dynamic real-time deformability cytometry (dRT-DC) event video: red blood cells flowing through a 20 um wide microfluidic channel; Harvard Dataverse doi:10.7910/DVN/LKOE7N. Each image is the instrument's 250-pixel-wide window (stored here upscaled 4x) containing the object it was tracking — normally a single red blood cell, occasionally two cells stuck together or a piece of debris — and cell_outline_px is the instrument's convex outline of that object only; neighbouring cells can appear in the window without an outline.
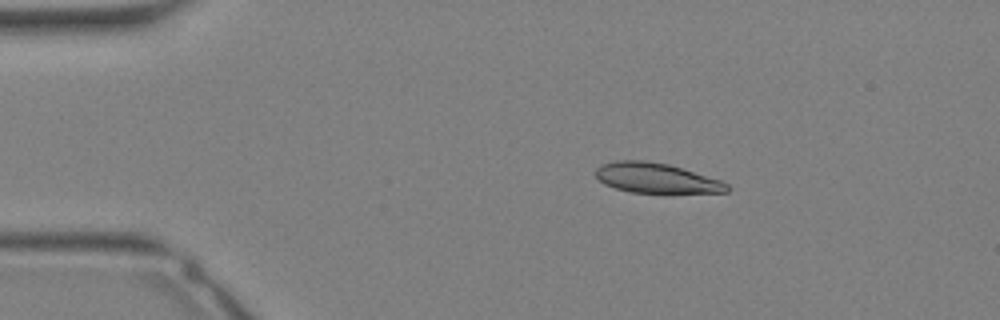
{"species": "Egyptian fruit bat (a non-hibernating species)", "species_latin": "Rousettus aegyptiacus", "temperature_condition": "warm", "stored_images_in_passage": 32, "camera_frame_rate_fps": 3000, "um_per_image_px": 0.085, "animal": {"sex": "female"}, "frame": {"image": 1, "passage_image": 5, "time_ms": 1.333, "image_size_px": [1000, 320], "cell_outline_px": [[732, 188], [728, 192], [628, 192], [604, 184], [592, 172], [600, 164], [616, 160], [644, 160], [668, 164], [720, 180], [728, 184]], "centroid_in_image_um": [55.72, 15.12], "position_along_channel_um": 29.3, "area_um2": 22.83}}
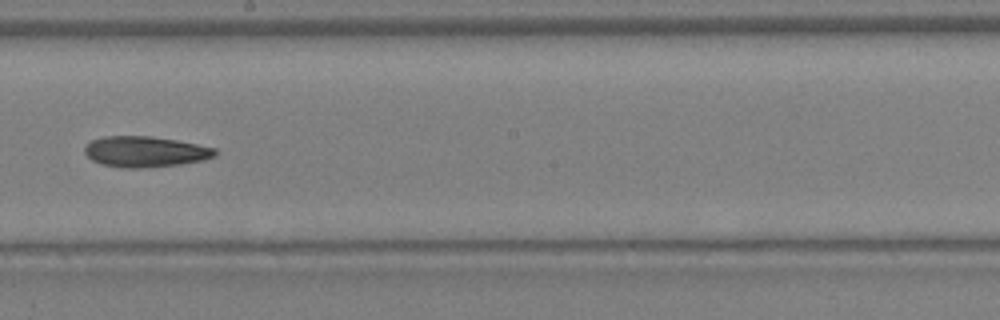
{"frame": {"image": 2, "passage_image": 18, "time_ms": 5.667, "image_size_px": [1000, 320], "cell_outline_px": [[216, 156], [204, 160], [180, 164], [148, 168], [120, 168], [100, 164], [92, 160], [84, 152], [84, 148], [92, 140], [108, 136], [152, 136], [176, 140], [216, 148]], "centroid_in_image_um": [12.35, 12.9], "position_along_channel_um": 235.9, "area_um2": 23.47}}
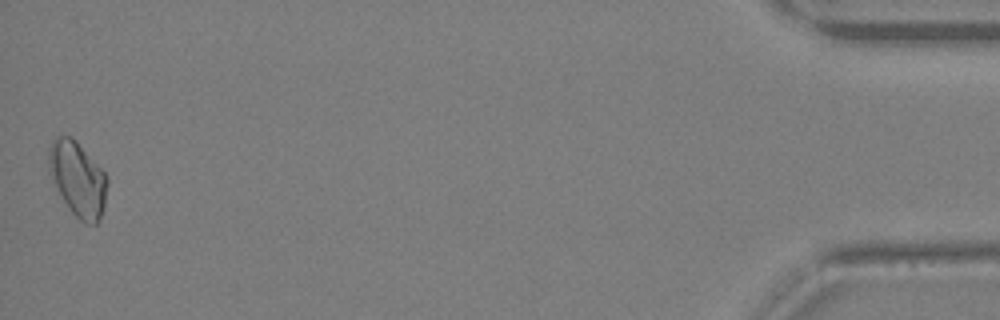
{"frame": {"image": 3, "passage_image": 32, "time_ms": 10.333, "image_size_px": [1000, 320], "cell_outline_px": [[108, 184], [104, 208], [96, 224], [88, 224], [80, 220], [68, 208], [48, 172], [48, 148], [52, 140], [56, 136], [72, 136], [76, 140], [108, 176]], "centroid_in_image_um": [6.6, 15.18], "position_along_channel_um": 428.6, "area_um2": 25.55}}